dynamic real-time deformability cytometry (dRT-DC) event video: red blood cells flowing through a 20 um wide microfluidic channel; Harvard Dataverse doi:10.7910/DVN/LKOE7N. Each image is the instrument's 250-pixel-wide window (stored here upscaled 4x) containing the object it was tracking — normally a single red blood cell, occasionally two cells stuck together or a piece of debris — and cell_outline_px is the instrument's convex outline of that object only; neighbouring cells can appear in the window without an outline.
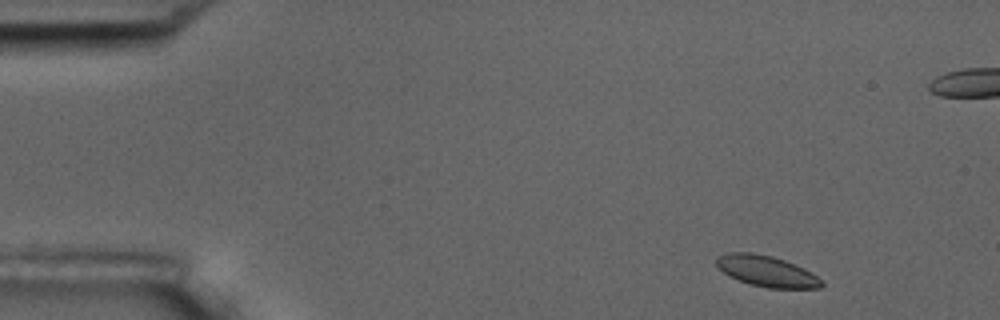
{"species": "common noctule bat (a hibernating species)", "species_latin": "Nyctalus noctula", "temperature_condition": "room temperature", "stored_images_in_passage": 5, "camera_frame_rate_fps": 3000, "um_per_image_px": 0.085, "animal": {"sex": "male", "body_mass_g": 17.5, "forearm_length_mm": 52.3}, "frame": {"image": 1, "passage_image": 1, "time_ms": 0.0, "image_size_px": [1000, 320], "cell_outline_px": [[824, 284], [820, 288], [768, 288], [752, 284], [740, 280], [724, 272], [716, 264], [716, 260], [720, 256], [728, 252], [752, 252], [772, 256], [784, 260], [804, 268], [812, 272]], "centroid_in_image_um": [65.19, 23.04], "position_along_channel_um": 19.8, "area_um2": 18.61}}